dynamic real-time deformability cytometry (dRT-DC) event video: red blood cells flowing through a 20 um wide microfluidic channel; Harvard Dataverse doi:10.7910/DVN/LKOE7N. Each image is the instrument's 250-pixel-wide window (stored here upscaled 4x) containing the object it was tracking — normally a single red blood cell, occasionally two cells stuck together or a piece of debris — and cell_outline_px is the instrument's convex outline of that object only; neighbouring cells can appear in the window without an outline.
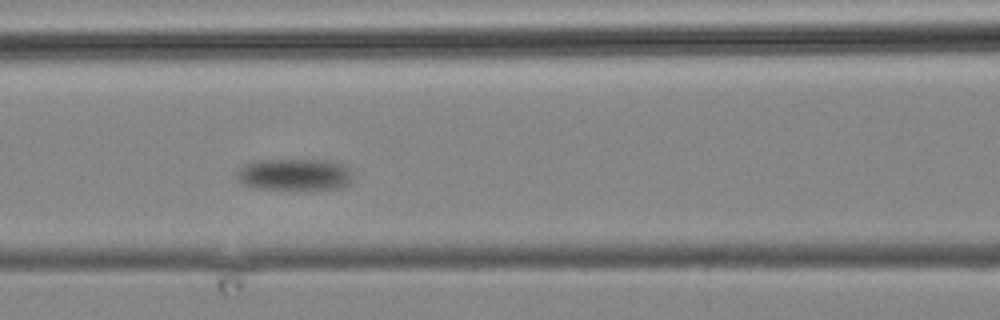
{"species": "common noctule bat (a hibernating species)", "species_latin": "Nyctalus noctula", "temperature_condition": "cold", "stored_images_in_passage": 11, "camera_frame_rate_fps": 3000, "um_per_image_px": 0.085, "animal": {"sex": "male", "body_mass_g": 19.2, "forearm_length_mm": 51.8}, "frame": {"image": 1, "passage_image": 5, "time_ms": 4.667, "image_size_px": [1000, 320], "cell_outline_px": [[352, 180], [348, 184], [340, 188], [292, 192], [256, 188], [244, 184], [236, 176], [236, 172], [244, 164], [256, 160], [332, 160], [344, 164], [352, 172]], "centroid_in_image_um": [25.07, 14.87], "position_along_channel_um": 141.5, "area_um2": 22.48}}
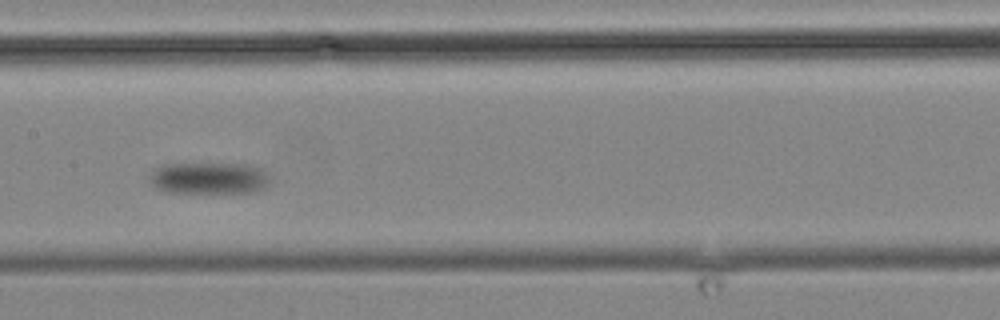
{"frame": {"image": 2, "passage_image": 7, "time_ms": 7.0, "image_size_px": [1000, 320], "cell_outline_px": [[268, 184], [264, 188], [256, 192], [168, 192], [156, 188], [148, 180], [148, 176], [156, 168], [164, 164], [248, 164], [264, 168], [268, 180]], "centroid_in_image_um": [17.76, 15.13], "position_along_channel_um": 189.6, "area_um2": 22.25}}